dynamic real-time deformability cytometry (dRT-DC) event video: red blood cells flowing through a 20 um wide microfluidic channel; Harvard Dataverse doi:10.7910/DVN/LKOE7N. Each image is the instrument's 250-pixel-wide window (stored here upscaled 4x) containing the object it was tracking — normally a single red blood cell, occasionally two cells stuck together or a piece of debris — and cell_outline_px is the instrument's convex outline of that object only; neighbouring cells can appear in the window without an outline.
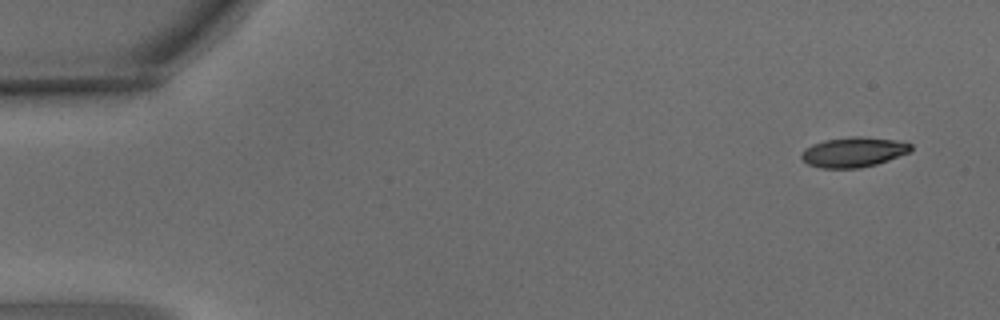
{"species": "common noctule bat (a hibernating species)", "species_latin": "Nyctalus noctula", "temperature_condition": "warm", "stored_images_in_passage": 4, "camera_frame_rate_fps": 3000, "um_per_image_px": 0.085, "animal": {"sex": "male", "body_mass_g": 15.6}, "frame": {"image": 1, "passage_image": 1, "time_ms": 0.0, "image_size_px": [1000, 320], "cell_outline_px": [[912, 152], [876, 164], [860, 168], [820, 168], [808, 164], [800, 156], [804, 148], [812, 144], [824, 140], [852, 136], [860, 136], [896, 140], [912, 144]], "centroid_in_image_um": [72.56, 12.92], "position_along_channel_um": 12.4, "area_um2": 19.25}}
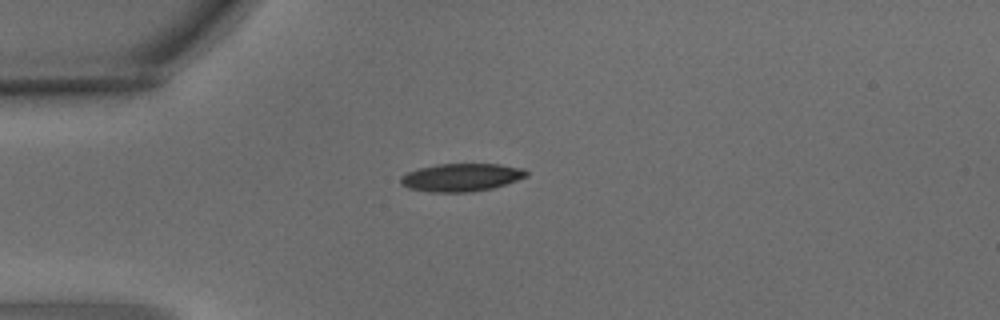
{"frame": {"image": 2, "passage_image": 4, "time_ms": 1.0, "image_size_px": [1000, 320], "cell_outline_px": [[528, 176], [492, 188], [472, 192], [428, 192], [408, 188], [400, 184], [400, 176], [408, 172], [420, 168], [436, 164], [500, 164], [524, 168], [528, 172]], "centroid_in_image_um": [39.2, 15.08], "position_along_channel_um": 45.8, "area_um2": 20.52}}